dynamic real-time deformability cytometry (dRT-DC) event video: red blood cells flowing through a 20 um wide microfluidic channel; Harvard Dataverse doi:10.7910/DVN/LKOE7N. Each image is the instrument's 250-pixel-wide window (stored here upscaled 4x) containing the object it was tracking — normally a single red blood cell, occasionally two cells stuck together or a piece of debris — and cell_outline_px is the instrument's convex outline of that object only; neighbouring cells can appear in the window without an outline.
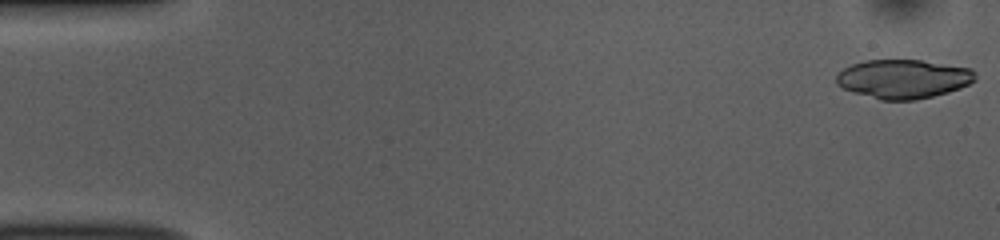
{"species": "common noctule bat (a hibernating species)", "species_latin": "Nyctalus noctula", "temperature_condition": "room temperature", "stored_images_in_passage": 15, "camera_frame_rate_fps": 3000, "um_per_image_px": 0.085, "animal": {"sex": "female", "body_mass_g": 10.0, "forearm_length_mm": 53.1}, "frame": {"image": 1, "passage_image": 1, "time_ms": 0.0, "image_size_px": [1000, 240], "cell_outline_px": [[976, 80], [960, 88], [948, 92], [916, 100], [880, 100], [852, 92], [836, 84], [836, 76], [844, 68], [852, 64], [864, 60], [920, 60], [972, 68], [976, 72]], "centroid_in_image_um": [76.79, 6.71], "position_along_channel_um": 8.2, "area_um2": 31.62}}